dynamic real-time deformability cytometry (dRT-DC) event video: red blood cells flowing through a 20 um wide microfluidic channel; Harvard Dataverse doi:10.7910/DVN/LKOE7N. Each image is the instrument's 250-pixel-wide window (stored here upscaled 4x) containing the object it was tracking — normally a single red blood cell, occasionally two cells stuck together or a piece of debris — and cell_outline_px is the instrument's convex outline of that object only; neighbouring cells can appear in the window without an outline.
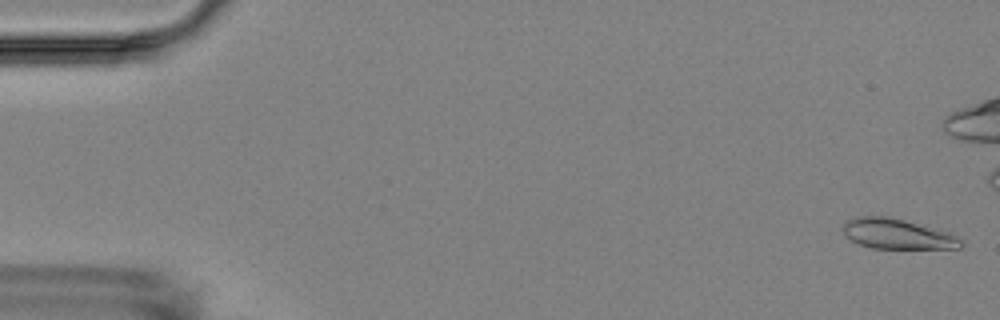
{"species": "Egyptian fruit bat (a non-hibernating species)", "species_latin": "Rousettus aegyptiacus", "temperature_condition": "room temperature", "stored_images_in_passage": 6, "camera_frame_rate_fps": 3000, "um_per_image_px": 0.085, "animal": {"sex": "female"}, "frame": {"image": 1, "passage_image": 1, "time_ms": 0.0, "image_size_px": [1000, 320], "cell_outline_px": [[964, 244], [960, 248], [872, 248], [856, 244], [844, 236], [844, 220], [856, 216], [888, 216], [904, 220], [948, 232], [964, 240]], "centroid_in_image_um": [76.23, 19.88], "position_along_channel_um": 8.8, "area_um2": 20.87}}